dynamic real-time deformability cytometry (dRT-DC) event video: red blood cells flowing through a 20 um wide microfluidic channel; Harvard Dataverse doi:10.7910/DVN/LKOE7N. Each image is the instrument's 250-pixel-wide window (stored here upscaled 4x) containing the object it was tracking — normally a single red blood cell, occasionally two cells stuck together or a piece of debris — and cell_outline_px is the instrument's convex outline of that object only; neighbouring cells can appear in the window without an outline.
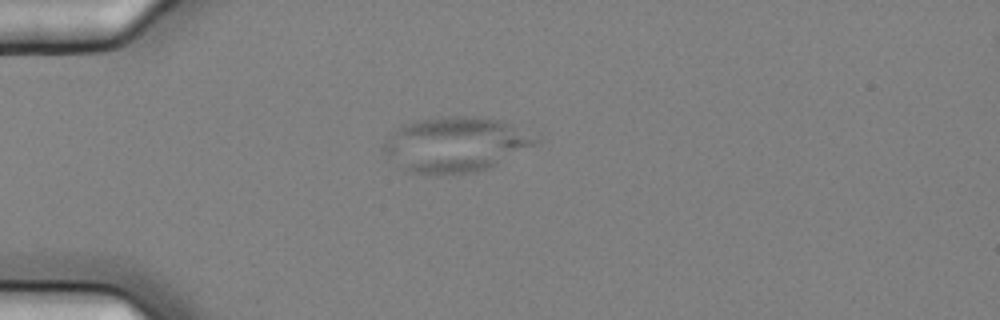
{"species": "common noctule bat (a hibernating species)", "species_latin": "Nyctalus noctula", "temperature_condition": "cold", "stored_images_in_passage": 7, "camera_frame_rate_fps": 3000, "um_per_image_px": 0.085, "animal": {"sex": "female", "body_mass_g": 25.1}, "frame": {"image": 1, "passage_image": 1, "time_ms": 0.0, "image_size_px": [1000, 320], "cell_outline_px": [[540, 144], [488, 168], [476, 172], [412, 172], [404, 168], [384, 148], [384, 140], [400, 124], [416, 120], [440, 116], [476, 116], [500, 120], [540, 140]], "centroid_in_image_um": [38.76, 12.23], "position_along_channel_um": 46.2, "area_um2": 47.51}}
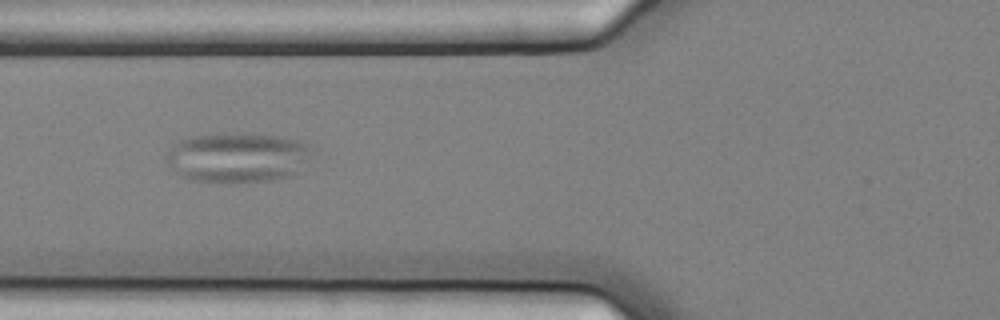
{"frame": {"image": 2, "passage_image": 3, "time_ms": 0.667, "image_size_px": [1000, 320], "cell_outline_px": [[320, 148], [308, 160], [288, 176], [272, 180], [236, 184], [224, 184], [196, 180], [184, 176], [172, 168], [164, 160], [164, 156], [180, 140], [192, 136], [220, 132], [252, 132], [276, 136], [296, 140]], "centroid_in_image_um": [20.23, 13.36], "position_along_channel_um": 105.6, "area_um2": 43.29}}
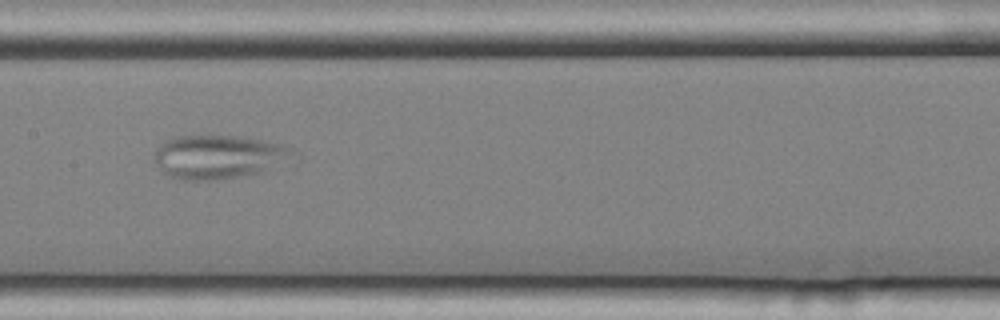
{"frame": {"image": 3, "passage_image": 5, "time_ms": 1.333, "image_size_px": [1000, 320], "cell_outline_px": [[300, 156], [296, 164], [264, 172], [216, 180], [180, 180], [160, 172], [156, 164], [156, 148], [164, 140], [172, 136], [248, 136], [284, 144], [300, 152]], "centroid_in_image_um": [18.8, 13.33], "position_along_channel_um": 188.6, "area_um2": 37.11}}